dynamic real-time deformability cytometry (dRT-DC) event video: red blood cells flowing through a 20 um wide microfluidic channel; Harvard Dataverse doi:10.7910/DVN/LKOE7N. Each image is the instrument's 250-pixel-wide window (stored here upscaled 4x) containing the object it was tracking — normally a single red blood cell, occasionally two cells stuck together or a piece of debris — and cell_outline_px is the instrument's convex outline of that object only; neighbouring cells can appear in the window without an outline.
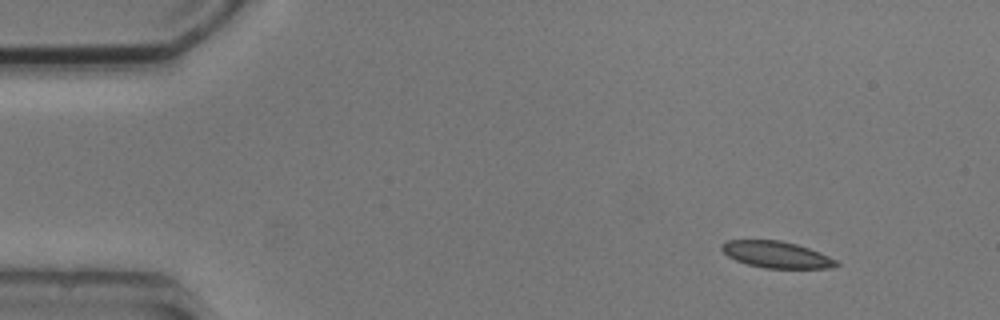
{"species": "common noctule bat (a hibernating species)", "species_latin": "Nyctalus noctula", "temperature_condition": "cold", "stored_images_in_passage": 4, "camera_frame_rate_fps": 3000, "um_per_image_px": 0.085, "animal": {"sex": "male", "body_mass_g": 20.5, "forearm_length_mm": 52.5}, "frame": {"image": 1, "passage_image": 1, "time_ms": 0.0, "image_size_px": [1000, 320], "cell_outline_px": [[840, 264], [832, 268], [764, 268], [748, 264], [736, 260], [728, 256], [720, 248], [720, 244], [728, 240], [780, 240], [796, 244], [820, 252], [836, 260]], "centroid_in_image_um": [65.99, 21.64], "position_along_channel_um": 19.0, "area_um2": 17.69}}
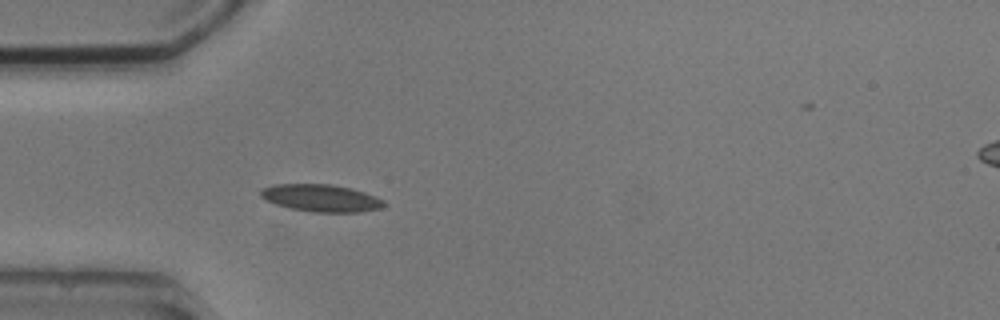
{"frame": {"image": 2, "passage_image": 4, "time_ms": 3.333, "image_size_px": [1000, 320], "cell_outline_px": [[384, 204], [380, 208], [360, 212], [312, 212], [292, 208], [276, 204], [260, 196], [260, 188], [272, 184], [332, 184], [352, 188], [376, 196], [384, 200]], "centroid_in_image_um": [27.28, 16.82], "position_along_channel_um": 57.7, "area_um2": 19.59}}